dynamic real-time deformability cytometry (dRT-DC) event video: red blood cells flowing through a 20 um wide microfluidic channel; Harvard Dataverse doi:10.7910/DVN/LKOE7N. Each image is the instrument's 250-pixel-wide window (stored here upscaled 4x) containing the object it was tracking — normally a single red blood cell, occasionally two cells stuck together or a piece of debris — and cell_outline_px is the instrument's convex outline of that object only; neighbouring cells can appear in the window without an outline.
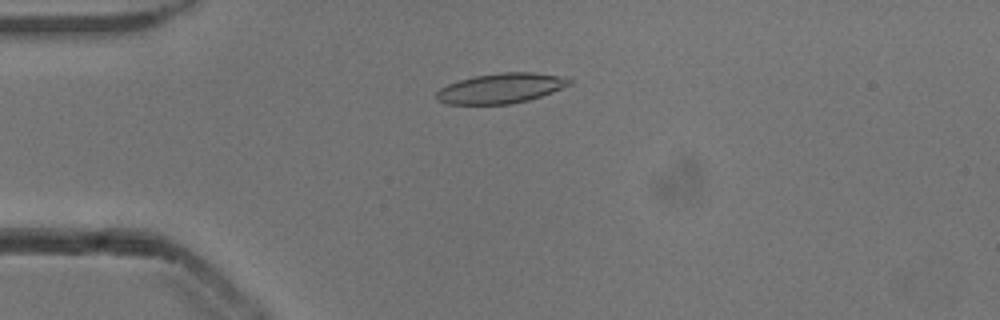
{"species": "common noctule bat (a hibernating species)", "species_latin": "Nyctalus noctula", "temperature_condition": "cold", "stored_images_in_passage": 53, "camera_frame_rate_fps": 3000, "um_per_image_px": 0.085, "animal": {"sex": "male", "body_mass_g": 13.3}, "frame": {"image": 1, "passage_image": 13, "time_ms": 4.0, "image_size_px": [1000, 320], "cell_outline_px": [[572, 84], [552, 92], [528, 100], [512, 104], [448, 104], [436, 100], [436, 92], [440, 88], [448, 84], [460, 80], [476, 76], [500, 72], [532, 72], [560, 76], [572, 80]], "centroid_in_image_um": [42.57, 7.5], "position_along_channel_um": 42.4, "area_um2": 23.18}}
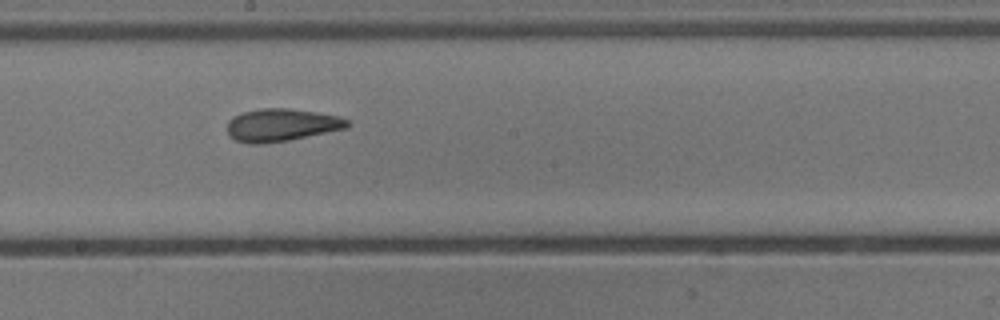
{"frame": {"image": 2, "passage_image": 29, "time_ms": 9.333, "image_size_px": [1000, 320], "cell_outline_px": [[348, 124], [344, 128], [288, 140], [260, 144], [252, 144], [236, 140], [228, 136], [228, 120], [232, 116], [244, 112], [260, 108], [288, 108], [340, 116], [348, 120]], "centroid_in_image_um": [23.86, 10.62], "position_along_channel_um": 224.3, "area_um2": 22.54}}
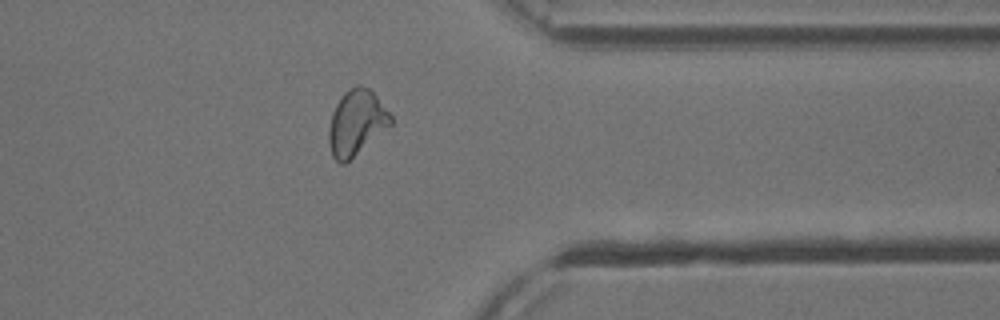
{"frame": {"image": 3, "passage_image": 42, "time_ms": 13.667, "image_size_px": [1000, 320], "cell_outline_px": [[392, 124], [344, 164], [340, 164], [332, 156], [328, 144], [328, 128], [332, 112], [336, 104], [344, 92], [356, 84], [360, 84], [368, 88], [376, 96], [392, 116]], "centroid_in_image_um": [30.26, 10.42], "position_along_channel_um": 381.1, "area_um2": 23.41}, "authors_computed_cell_mechanics": {"area_um2": 23.0622, "velocity_mm_per_s": 3.8452, "shape_relaxation_time_tau1_ms": 8.3931, "shape_relaxation_time_tau2_ms": 2.5928, "deformation_change_tau1": 0.1991, "deformation_change_tau2": 0.1014}}